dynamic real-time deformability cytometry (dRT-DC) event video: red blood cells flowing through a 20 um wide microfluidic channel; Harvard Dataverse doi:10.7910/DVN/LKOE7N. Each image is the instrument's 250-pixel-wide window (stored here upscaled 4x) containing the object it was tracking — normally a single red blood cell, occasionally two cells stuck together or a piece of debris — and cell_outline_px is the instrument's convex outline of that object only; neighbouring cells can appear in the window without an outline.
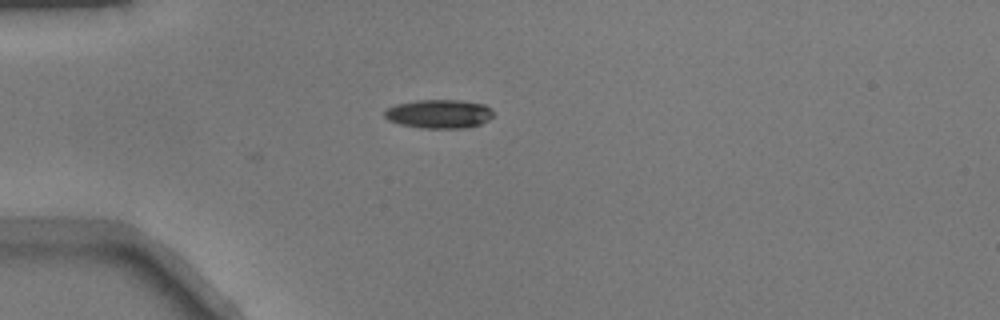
{"species": "common noctule bat (a hibernating species)", "species_latin": "Nyctalus noctula", "temperature_condition": "warm", "stored_images_in_passage": 3, "camera_frame_rate_fps": 3000, "um_per_image_px": 0.085, "animal": {"sex": "male", "body_mass_g": 17.9}, "frame": {"image": 1, "passage_image": 1, "time_ms": 0.0, "image_size_px": [1000, 320], "cell_outline_px": [[492, 116], [488, 120], [480, 124], [464, 128], [420, 128], [400, 124], [388, 120], [384, 116], [384, 112], [388, 108], [396, 104], [416, 100], [460, 100], [484, 104], [492, 108]], "centroid_in_image_um": [37.32, 9.68], "position_along_channel_um": 47.7, "area_um2": 18.26}}